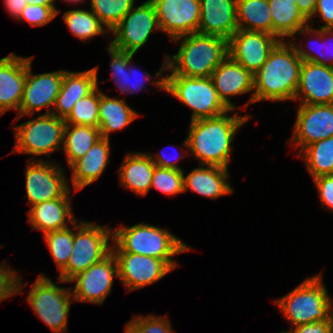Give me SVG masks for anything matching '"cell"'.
<instances>
[{"instance_id":"obj_1","label":"cell","mask_w":333,"mask_h":333,"mask_svg":"<svg viewBox=\"0 0 333 333\" xmlns=\"http://www.w3.org/2000/svg\"><path fill=\"white\" fill-rule=\"evenodd\" d=\"M279 41L267 61L254 74V89L247 104L261 100H295L303 61L293 43Z\"/></svg>"},{"instance_id":"obj_2","label":"cell","mask_w":333,"mask_h":333,"mask_svg":"<svg viewBox=\"0 0 333 333\" xmlns=\"http://www.w3.org/2000/svg\"><path fill=\"white\" fill-rule=\"evenodd\" d=\"M250 116H227L226 113L191 121L189 135L184 145L188 146L201 165L228 168L230 146L239 127Z\"/></svg>"},{"instance_id":"obj_3","label":"cell","mask_w":333,"mask_h":333,"mask_svg":"<svg viewBox=\"0 0 333 333\" xmlns=\"http://www.w3.org/2000/svg\"><path fill=\"white\" fill-rule=\"evenodd\" d=\"M180 39L183 41L178 53L173 55V61L170 56H166L165 65L157 72V77L163 70H171L170 75L211 77L212 72L229 55L228 40L220 36L196 32L173 40Z\"/></svg>"},{"instance_id":"obj_4","label":"cell","mask_w":333,"mask_h":333,"mask_svg":"<svg viewBox=\"0 0 333 333\" xmlns=\"http://www.w3.org/2000/svg\"><path fill=\"white\" fill-rule=\"evenodd\" d=\"M112 240L117 247L116 250L112 247V252H130L162 259L172 269L176 268L177 263L171 256L190 250L168 230L144 223L114 230Z\"/></svg>"},{"instance_id":"obj_5","label":"cell","mask_w":333,"mask_h":333,"mask_svg":"<svg viewBox=\"0 0 333 333\" xmlns=\"http://www.w3.org/2000/svg\"><path fill=\"white\" fill-rule=\"evenodd\" d=\"M155 85L193 109L191 121L233 111L219 97L211 77L169 75L155 81Z\"/></svg>"},{"instance_id":"obj_6","label":"cell","mask_w":333,"mask_h":333,"mask_svg":"<svg viewBox=\"0 0 333 333\" xmlns=\"http://www.w3.org/2000/svg\"><path fill=\"white\" fill-rule=\"evenodd\" d=\"M276 302L284 316L292 323V328L332 317L331 301L320 275L307 278Z\"/></svg>"},{"instance_id":"obj_7","label":"cell","mask_w":333,"mask_h":333,"mask_svg":"<svg viewBox=\"0 0 333 333\" xmlns=\"http://www.w3.org/2000/svg\"><path fill=\"white\" fill-rule=\"evenodd\" d=\"M74 224V229L79 231L74 233L73 249L68 263L60 271L59 280L62 282H70L77 274L86 271L112 252V246L108 247L109 238L113 239L112 229L85 221L77 225L76 220Z\"/></svg>"},{"instance_id":"obj_8","label":"cell","mask_w":333,"mask_h":333,"mask_svg":"<svg viewBox=\"0 0 333 333\" xmlns=\"http://www.w3.org/2000/svg\"><path fill=\"white\" fill-rule=\"evenodd\" d=\"M65 119L52 113L42 114L39 117L17 125L15 132V149L20 153L49 155L57 151L63 143Z\"/></svg>"},{"instance_id":"obj_9","label":"cell","mask_w":333,"mask_h":333,"mask_svg":"<svg viewBox=\"0 0 333 333\" xmlns=\"http://www.w3.org/2000/svg\"><path fill=\"white\" fill-rule=\"evenodd\" d=\"M60 288L41 275L33 284L27 300L38 317L55 333L67 329L72 290Z\"/></svg>"},{"instance_id":"obj_10","label":"cell","mask_w":333,"mask_h":333,"mask_svg":"<svg viewBox=\"0 0 333 333\" xmlns=\"http://www.w3.org/2000/svg\"><path fill=\"white\" fill-rule=\"evenodd\" d=\"M155 29L160 30L156 9L147 0L135 9L132 8L110 31L115 36L110 45L117 50L135 54Z\"/></svg>"},{"instance_id":"obj_11","label":"cell","mask_w":333,"mask_h":333,"mask_svg":"<svg viewBox=\"0 0 333 333\" xmlns=\"http://www.w3.org/2000/svg\"><path fill=\"white\" fill-rule=\"evenodd\" d=\"M118 274V263L111 252L70 280V282L76 281L72 293L73 300L102 304L111 292L114 276H119Z\"/></svg>"},{"instance_id":"obj_12","label":"cell","mask_w":333,"mask_h":333,"mask_svg":"<svg viewBox=\"0 0 333 333\" xmlns=\"http://www.w3.org/2000/svg\"><path fill=\"white\" fill-rule=\"evenodd\" d=\"M279 41V38L266 32L238 29L228 40V54L254 75Z\"/></svg>"},{"instance_id":"obj_13","label":"cell","mask_w":333,"mask_h":333,"mask_svg":"<svg viewBox=\"0 0 333 333\" xmlns=\"http://www.w3.org/2000/svg\"><path fill=\"white\" fill-rule=\"evenodd\" d=\"M156 9L160 30L171 39L198 32L200 0H150Z\"/></svg>"},{"instance_id":"obj_14","label":"cell","mask_w":333,"mask_h":333,"mask_svg":"<svg viewBox=\"0 0 333 333\" xmlns=\"http://www.w3.org/2000/svg\"><path fill=\"white\" fill-rule=\"evenodd\" d=\"M34 160L26 169V192L32 206L47 200L62 198L70 189L59 166Z\"/></svg>"},{"instance_id":"obj_15","label":"cell","mask_w":333,"mask_h":333,"mask_svg":"<svg viewBox=\"0 0 333 333\" xmlns=\"http://www.w3.org/2000/svg\"><path fill=\"white\" fill-rule=\"evenodd\" d=\"M32 57L27 58V78L24 85L23 97L19 106V114L16 119H20L26 114H34L35 110L47 107L48 112L52 113L50 106H54L59 94L65 71H56L32 75L30 67Z\"/></svg>"},{"instance_id":"obj_16","label":"cell","mask_w":333,"mask_h":333,"mask_svg":"<svg viewBox=\"0 0 333 333\" xmlns=\"http://www.w3.org/2000/svg\"><path fill=\"white\" fill-rule=\"evenodd\" d=\"M118 263V277L129 291L157 282L173 269L162 259L133 254L113 252Z\"/></svg>"},{"instance_id":"obj_17","label":"cell","mask_w":333,"mask_h":333,"mask_svg":"<svg viewBox=\"0 0 333 333\" xmlns=\"http://www.w3.org/2000/svg\"><path fill=\"white\" fill-rule=\"evenodd\" d=\"M333 136V104H301L297 111L293 141L301 151L323 139Z\"/></svg>"},{"instance_id":"obj_18","label":"cell","mask_w":333,"mask_h":333,"mask_svg":"<svg viewBox=\"0 0 333 333\" xmlns=\"http://www.w3.org/2000/svg\"><path fill=\"white\" fill-rule=\"evenodd\" d=\"M301 95V104H333V67L303 61L295 100Z\"/></svg>"},{"instance_id":"obj_19","label":"cell","mask_w":333,"mask_h":333,"mask_svg":"<svg viewBox=\"0 0 333 333\" xmlns=\"http://www.w3.org/2000/svg\"><path fill=\"white\" fill-rule=\"evenodd\" d=\"M237 0H200L198 32L229 40L238 30Z\"/></svg>"},{"instance_id":"obj_20","label":"cell","mask_w":333,"mask_h":333,"mask_svg":"<svg viewBox=\"0 0 333 333\" xmlns=\"http://www.w3.org/2000/svg\"><path fill=\"white\" fill-rule=\"evenodd\" d=\"M27 78V58L10 53L0 59V114L19 110Z\"/></svg>"},{"instance_id":"obj_21","label":"cell","mask_w":333,"mask_h":333,"mask_svg":"<svg viewBox=\"0 0 333 333\" xmlns=\"http://www.w3.org/2000/svg\"><path fill=\"white\" fill-rule=\"evenodd\" d=\"M215 89L223 103L234 110L228 96L244 94L254 90V75L241 64L235 62L229 55L212 72Z\"/></svg>"},{"instance_id":"obj_22","label":"cell","mask_w":333,"mask_h":333,"mask_svg":"<svg viewBox=\"0 0 333 333\" xmlns=\"http://www.w3.org/2000/svg\"><path fill=\"white\" fill-rule=\"evenodd\" d=\"M96 87L97 68H92L85 72H64L61 88L55 100L53 115L66 119L72 112L75 103L90 94Z\"/></svg>"},{"instance_id":"obj_23","label":"cell","mask_w":333,"mask_h":333,"mask_svg":"<svg viewBox=\"0 0 333 333\" xmlns=\"http://www.w3.org/2000/svg\"><path fill=\"white\" fill-rule=\"evenodd\" d=\"M70 190L62 197L47 200L32 206L29 210V223L33 229L41 230L43 234L67 228L66 219L73 224L76 218L72 214L69 205Z\"/></svg>"},{"instance_id":"obj_24","label":"cell","mask_w":333,"mask_h":333,"mask_svg":"<svg viewBox=\"0 0 333 333\" xmlns=\"http://www.w3.org/2000/svg\"><path fill=\"white\" fill-rule=\"evenodd\" d=\"M204 166L195 168L183 177L184 192L190 189L209 198H218L234 192L226 181L229 178L227 168L213 165L205 168Z\"/></svg>"},{"instance_id":"obj_25","label":"cell","mask_w":333,"mask_h":333,"mask_svg":"<svg viewBox=\"0 0 333 333\" xmlns=\"http://www.w3.org/2000/svg\"><path fill=\"white\" fill-rule=\"evenodd\" d=\"M109 139H99L88 152L78 159L70 168L75 190H80L97 180L109 163Z\"/></svg>"},{"instance_id":"obj_26","label":"cell","mask_w":333,"mask_h":333,"mask_svg":"<svg viewBox=\"0 0 333 333\" xmlns=\"http://www.w3.org/2000/svg\"><path fill=\"white\" fill-rule=\"evenodd\" d=\"M150 154H129L119 169L121 185L143 196L151 188V181L155 169Z\"/></svg>"},{"instance_id":"obj_27","label":"cell","mask_w":333,"mask_h":333,"mask_svg":"<svg viewBox=\"0 0 333 333\" xmlns=\"http://www.w3.org/2000/svg\"><path fill=\"white\" fill-rule=\"evenodd\" d=\"M99 130L102 138L109 139L110 132L127 126L138 117L124 99L109 98L99 90Z\"/></svg>"},{"instance_id":"obj_28","label":"cell","mask_w":333,"mask_h":333,"mask_svg":"<svg viewBox=\"0 0 333 333\" xmlns=\"http://www.w3.org/2000/svg\"><path fill=\"white\" fill-rule=\"evenodd\" d=\"M273 22V36L293 38L295 33L308 25L295 0H268Z\"/></svg>"},{"instance_id":"obj_29","label":"cell","mask_w":333,"mask_h":333,"mask_svg":"<svg viewBox=\"0 0 333 333\" xmlns=\"http://www.w3.org/2000/svg\"><path fill=\"white\" fill-rule=\"evenodd\" d=\"M238 29L273 35V22L268 0H237Z\"/></svg>"},{"instance_id":"obj_30","label":"cell","mask_w":333,"mask_h":333,"mask_svg":"<svg viewBox=\"0 0 333 333\" xmlns=\"http://www.w3.org/2000/svg\"><path fill=\"white\" fill-rule=\"evenodd\" d=\"M69 129L72 131H69ZM101 138L99 128L66 124L63 146L69 166L71 167L78 159L82 158Z\"/></svg>"},{"instance_id":"obj_31","label":"cell","mask_w":333,"mask_h":333,"mask_svg":"<svg viewBox=\"0 0 333 333\" xmlns=\"http://www.w3.org/2000/svg\"><path fill=\"white\" fill-rule=\"evenodd\" d=\"M300 153L312 178L333 174V136L308 145Z\"/></svg>"},{"instance_id":"obj_32","label":"cell","mask_w":333,"mask_h":333,"mask_svg":"<svg viewBox=\"0 0 333 333\" xmlns=\"http://www.w3.org/2000/svg\"><path fill=\"white\" fill-rule=\"evenodd\" d=\"M110 52V55L112 56V61L110 63V66L113 70V79L115 80L116 84L119 86V90L121 93L130 92L133 93L135 90H140L143 87V84L148 79H152L148 73V77L145 78V80L142 81V84L140 81H136V83H131L130 77L135 76L133 69L127 68L131 61V58L133 57V53H128L125 51L117 50L113 48L111 45L107 48ZM128 70V72H125ZM136 73V72H135ZM140 83V85L138 84Z\"/></svg>"},{"instance_id":"obj_33","label":"cell","mask_w":333,"mask_h":333,"mask_svg":"<svg viewBox=\"0 0 333 333\" xmlns=\"http://www.w3.org/2000/svg\"><path fill=\"white\" fill-rule=\"evenodd\" d=\"M63 20L70 31L83 42L106 32L99 18L92 11L89 12L83 9L66 11Z\"/></svg>"},{"instance_id":"obj_34","label":"cell","mask_w":333,"mask_h":333,"mask_svg":"<svg viewBox=\"0 0 333 333\" xmlns=\"http://www.w3.org/2000/svg\"><path fill=\"white\" fill-rule=\"evenodd\" d=\"M91 10L111 31L134 8V0H91Z\"/></svg>"},{"instance_id":"obj_35","label":"cell","mask_w":333,"mask_h":333,"mask_svg":"<svg viewBox=\"0 0 333 333\" xmlns=\"http://www.w3.org/2000/svg\"><path fill=\"white\" fill-rule=\"evenodd\" d=\"M98 109L99 90L96 87L90 94L75 103L65 123L99 128Z\"/></svg>"},{"instance_id":"obj_36","label":"cell","mask_w":333,"mask_h":333,"mask_svg":"<svg viewBox=\"0 0 333 333\" xmlns=\"http://www.w3.org/2000/svg\"><path fill=\"white\" fill-rule=\"evenodd\" d=\"M44 239L50 249L58 269L61 271L68 263L72 254L74 232L69 228L50 231L44 234Z\"/></svg>"},{"instance_id":"obj_37","label":"cell","mask_w":333,"mask_h":333,"mask_svg":"<svg viewBox=\"0 0 333 333\" xmlns=\"http://www.w3.org/2000/svg\"><path fill=\"white\" fill-rule=\"evenodd\" d=\"M183 177V170L155 166L151 188L167 195L182 193L184 192Z\"/></svg>"},{"instance_id":"obj_38","label":"cell","mask_w":333,"mask_h":333,"mask_svg":"<svg viewBox=\"0 0 333 333\" xmlns=\"http://www.w3.org/2000/svg\"><path fill=\"white\" fill-rule=\"evenodd\" d=\"M125 333H173L167 319L160 316L134 317L127 323Z\"/></svg>"},{"instance_id":"obj_39","label":"cell","mask_w":333,"mask_h":333,"mask_svg":"<svg viewBox=\"0 0 333 333\" xmlns=\"http://www.w3.org/2000/svg\"><path fill=\"white\" fill-rule=\"evenodd\" d=\"M59 11L55 6L28 4L18 19L28 21L31 26H43L52 21Z\"/></svg>"},{"instance_id":"obj_40","label":"cell","mask_w":333,"mask_h":333,"mask_svg":"<svg viewBox=\"0 0 333 333\" xmlns=\"http://www.w3.org/2000/svg\"><path fill=\"white\" fill-rule=\"evenodd\" d=\"M318 14L322 17V20L326 22L324 26H321L320 30H315L310 28L309 25L300 29L302 33L314 32L322 38H326L328 35L333 34V0H317V5L314 14ZM327 35V36H326Z\"/></svg>"},{"instance_id":"obj_41","label":"cell","mask_w":333,"mask_h":333,"mask_svg":"<svg viewBox=\"0 0 333 333\" xmlns=\"http://www.w3.org/2000/svg\"><path fill=\"white\" fill-rule=\"evenodd\" d=\"M14 272L4 264L0 265V301L19 293L22 287L21 280Z\"/></svg>"},{"instance_id":"obj_42","label":"cell","mask_w":333,"mask_h":333,"mask_svg":"<svg viewBox=\"0 0 333 333\" xmlns=\"http://www.w3.org/2000/svg\"><path fill=\"white\" fill-rule=\"evenodd\" d=\"M318 187L322 204L333 210V175L313 178Z\"/></svg>"},{"instance_id":"obj_43","label":"cell","mask_w":333,"mask_h":333,"mask_svg":"<svg viewBox=\"0 0 333 333\" xmlns=\"http://www.w3.org/2000/svg\"><path fill=\"white\" fill-rule=\"evenodd\" d=\"M295 328V329H294ZM291 328L294 333H333V319L302 324Z\"/></svg>"},{"instance_id":"obj_44","label":"cell","mask_w":333,"mask_h":333,"mask_svg":"<svg viewBox=\"0 0 333 333\" xmlns=\"http://www.w3.org/2000/svg\"><path fill=\"white\" fill-rule=\"evenodd\" d=\"M294 48L296 50V53L297 55L301 58L302 61H308V62H313V63H316V64H320V65H323V66H329V67H333L332 63H333V56L331 57L330 55V58H326L323 57L322 55H319V54H309L308 52H306L305 50H303L300 45L296 46L294 45ZM329 49V48H328ZM329 61V63H327ZM331 61V63H330Z\"/></svg>"},{"instance_id":"obj_45","label":"cell","mask_w":333,"mask_h":333,"mask_svg":"<svg viewBox=\"0 0 333 333\" xmlns=\"http://www.w3.org/2000/svg\"><path fill=\"white\" fill-rule=\"evenodd\" d=\"M301 14L309 21L314 15L317 0H295Z\"/></svg>"},{"instance_id":"obj_46","label":"cell","mask_w":333,"mask_h":333,"mask_svg":"<svg viewBox=\"0 0 333 333\" xmlns=\"http://www.w3.org/2000/svg\"><path fill=\"white\" fill-rule=\"evenodd\" d=\"M4 4L10 14L19 18L21 15L22 10L27 6L25 0H4Z\"/></svg>"},{"instance_id":"obj_47","label":"cell","mask_w":333,"mask_h":333,"mask_svg":"<svg viewBox=\"0 0 333 333\" xmlns=\"http://www.w3.org/2000/svg\"><path fill=\"white\" fill-rule=\"evenodd\" d=\"M150 157H151L153 163L158 167L182 170L178 165H176V163L172 162L170 159H168L166 157L164 158L163 155H159L157 157V161L154 160L152 155Z\"/></svg>"},{"instance_id":"obj_48","label":"cell","mask_w":333,"mask_h":333,"mask_svg":"<svg viewBox=\"0 0 333 333\" xmlns=\"http://www.w3.org/2000/svg\"><path fill=\"white\" fill-rule=\"evenodd\" d=\"M26 4H33V5H42V6H55L54 0H25Z\"/></svg>"},{"instance_id":"obj_49","label":"cell","mask_w":333,"mask_h":333,"mask_svg":"<svg viewBox=\"0 0 333 333\" xmlns=\"http://www.w3.org/2000/svg\"><path fill=\"white\" fill-rule=\"evenodd\" d=\"M55 1V0H54ZM65 1H69V2H81V1H83V0H65Z\"/></svg>"},{"instance_id":"obj_50","label":"cell","mask_w":333,"mask_h":333,"mask_svg":"<svg viewBox=\"0 0 333 333\" xmlns=\"http://www.w3.org/2000/svg\"><path fill=\"white\" fill-rule=\"evenodd\" d=\"M281 333H294L292 329H290V331L288 332H281Z\"/></svg>"}]
</instances>
